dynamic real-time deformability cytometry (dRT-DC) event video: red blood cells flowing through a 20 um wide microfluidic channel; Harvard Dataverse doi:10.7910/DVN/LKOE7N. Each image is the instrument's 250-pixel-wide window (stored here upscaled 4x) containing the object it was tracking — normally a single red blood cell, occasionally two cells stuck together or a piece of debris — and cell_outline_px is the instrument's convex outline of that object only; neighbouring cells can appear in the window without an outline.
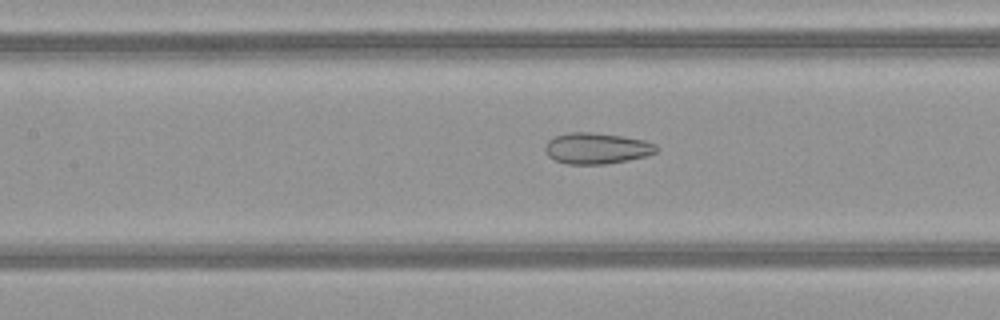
{"species": "common noctule bat (a hibernating species)", "species_latin": "Nyctalus noctula", "temperature_condition": "warm", "stored_images_in_passage": 50, "camera_frame_rate_fps": 3000, "um_per_image_px": 0.085, "animal": {"sex": "female", "body_mass_g": 21.9}, "frame": {"image": 1, "passage_image": 23, "time_ms": 7.333, "image_size_px": [1000, 320], "cell_outline_px": [[660, 148], [656, 152], [648, 156], [608, 164], [568, 164], [556, 160], [548, 156], [544, 148], [548, 140], [556, 136], [568, 132], [592, 132], [620, 136], [644, 140], [656, 144]], "centroid_in_image_um": [50.74, 12.61], "position_along_channel_um": 156.7, "area_um2": 20.23}}
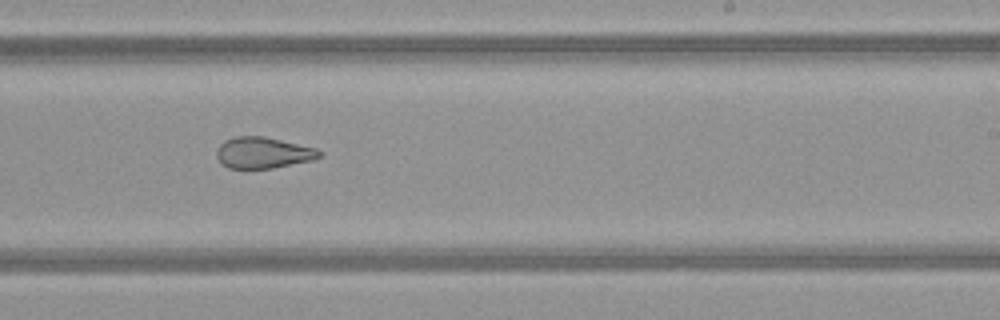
{"frame": {"image": 2, "passage_image": 31, "time_ms": 10.0, "image_size_px": [1000, 320], "cell_outline_px": [[324, 152], [320, 156], [312, 160], [272, 168], [228, 168], [216, 156], [216, 152], [220, 144], [224, 140], [236, 136], [264, 136], [316, 148]], "centroid_in_image_um": [22.37, 12.97], "position_along_channel_um": 266.6, "area_um2": 18.55}}
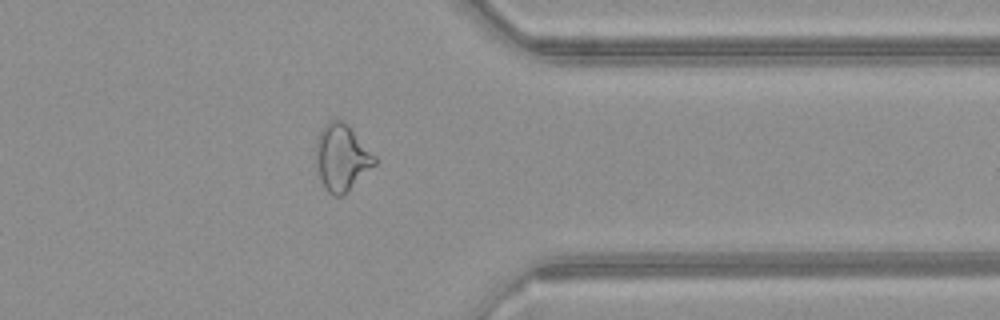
{"frame": {"image": 3, "passage_image": 40, "time_ms": 13.0, "image_size_px": [1000, 320], "cell_outline_px": [[376, 164], [344, 196], [332, 196], [324, 188], [320, 180], [316, 164], [316, 140], [324, 124], [328, 120], [336, 116], [344, 120], [348, 124], [376, 156]], "centroid_in_image_um": [29.04, 13.37], "position_along_channel_um": 382.4, "area_um2": 23.35}, "authors_computed_cell_mechanics": {"area_um2": 24.3916, "velocity_mm_per_s": 4.1423, "shape_relaxation_time_tau1_ms": null, "shape_relaxation_time_tau2_ms": 1.7714, "deformation_change_tau1": null, "deformation_change_tau2": 0.0978}}